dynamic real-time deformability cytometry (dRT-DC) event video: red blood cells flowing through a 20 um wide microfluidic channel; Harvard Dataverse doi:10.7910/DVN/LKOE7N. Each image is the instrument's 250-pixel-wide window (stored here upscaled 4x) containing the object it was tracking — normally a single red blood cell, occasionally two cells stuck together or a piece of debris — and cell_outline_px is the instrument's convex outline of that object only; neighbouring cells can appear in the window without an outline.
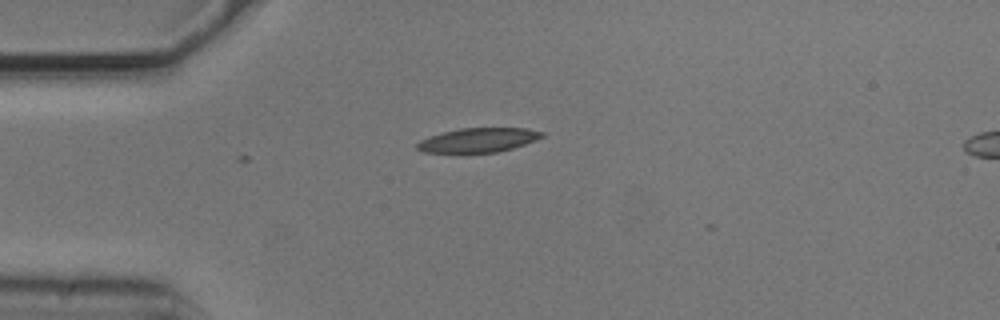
{"species": "common noctule bat (a hibernating species)", "species_latin": "Nyctalus noctula", "temperature_condition": "cold", "stored_images_in_passage": 2, "camera_frame_rate_fps": 3000, "um_per_image_px": 0.085, "animal": {"sex": "male", "body_mass_g": 20.5, "forearm_length_mm": 52.5}, "frame": {"image": 1, "passage_image": 2, "time_ms": 0.333, "image_size_px": [1000, 320], "cell_outline_px": [[544, 136], [536, 140], [512, 148], [496, 152], [424, 152], [416, 148], [416, 144], [420, 140], [428, 136], [460, 128], [528, 128], [544, 132]], "centroid_in_image_um": [40.66, 11.89], "position_along_channel_um": 44.3, "area_um2": 17.51}}